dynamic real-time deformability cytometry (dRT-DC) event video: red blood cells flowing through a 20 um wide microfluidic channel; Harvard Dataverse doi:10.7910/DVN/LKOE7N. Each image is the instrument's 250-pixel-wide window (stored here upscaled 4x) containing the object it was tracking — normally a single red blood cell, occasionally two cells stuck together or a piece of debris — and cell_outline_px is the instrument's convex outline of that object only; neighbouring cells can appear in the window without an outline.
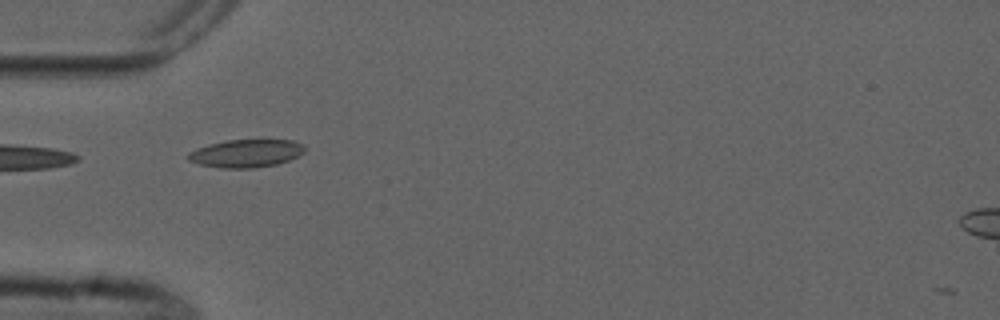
{"species": "common noctule bat (a hibernating species)", "species_latin": "Nyctalus noctula", "temperature_condition": "cold", "stored_images_in_passage": 4, "camera_frame_rate_fps": 3000, "um_per_image_px": 0.085, "animal": {"sex": "male", "forearm_length_mm": 52.5}, "frame": {"image": 1, "passage_image": 3, "time_ms": 2.333, "image_size_px": [1000, 320], "cell_outline_px": [[304, 152], [288, 160], [276, 164], [256, 168], [220, 168], [200, 164], [188, 160], [188, 152], [196, 148], [208, 144], [228, 140], [260, 136], [292, 140], [304, 144]], "centroid_in_image_um": [20.95, 12.97], "position_along_channel_um": 64.0, "area_um2": 19.83}}
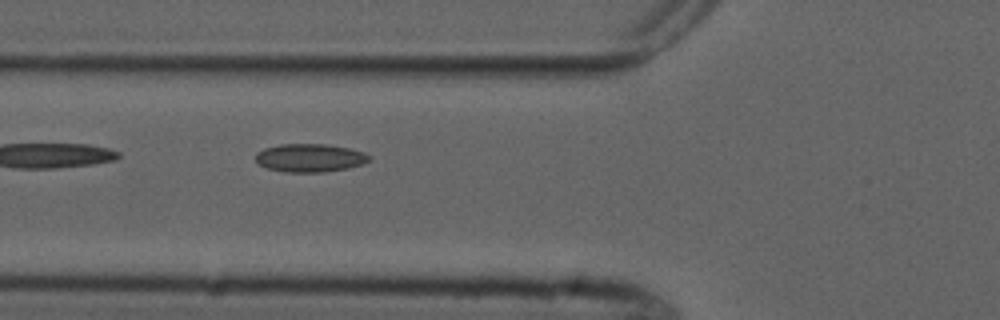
{"frame": {"image": 2, "passage_image": 4, "time_ms": 3.333, "image_size_px": [1000, 320], "cell_outline_px": [[372, 160], [364, 164], [348, 168], [324, 172], [284, 172], [268, 168], [260, 164], [256, 160], [256, 152], [264, 148], [280, 144], [324, 144], [348, 148], [364, 152], [372, 156]], "centroid_in_image_um": [26.38, 13.42], "position_along_channel_um": 99.4, "area_um2": 18.79}}